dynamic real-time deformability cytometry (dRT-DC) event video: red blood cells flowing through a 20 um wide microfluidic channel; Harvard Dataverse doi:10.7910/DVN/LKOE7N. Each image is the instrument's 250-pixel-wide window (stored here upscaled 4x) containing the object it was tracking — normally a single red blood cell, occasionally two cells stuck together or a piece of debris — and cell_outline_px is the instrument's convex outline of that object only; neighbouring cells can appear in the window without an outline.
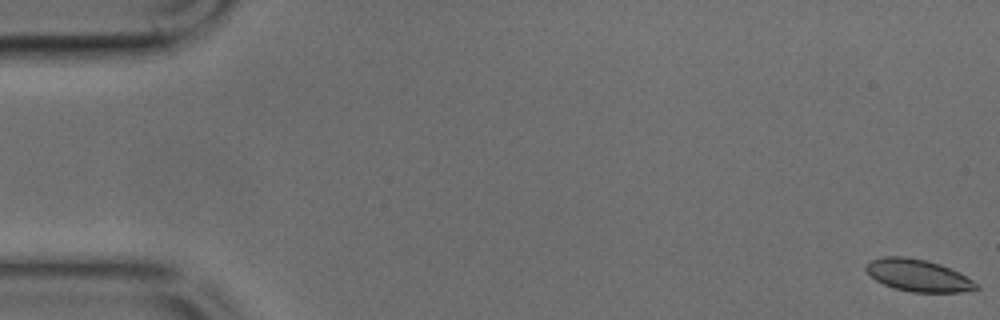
{"species": "common noctule bat (a hibernating species)", "species_latin": "Nyctalus noctula", "temperature_condition": "cold", "stored_images_in_passage": 33, "camera_frame_rate_fps": 3000, "um_per_image_px": 0.085, "animal": {"sex": "male", "body_mass_g": 17.9, "forearm_length_mm": 54.2}, "frame": {"image": 1, "passage_image": 1, "time_ms": 0.0, "image_size_px": [1000, 320], "cell_outline_px": [[980, 288], [960, 292], [912, 292], [896, 288], [884, 284], [876, 280], [864, 268], [872, 260], [884, 256], [900, 256], [924, 260], [940, 264], [952, 268], [960, 272], [980, 284]], "centroid_in_image_um": [78.11, 23.41], "position_along_channel_um": 6.9, "area_um2": 20.46}}
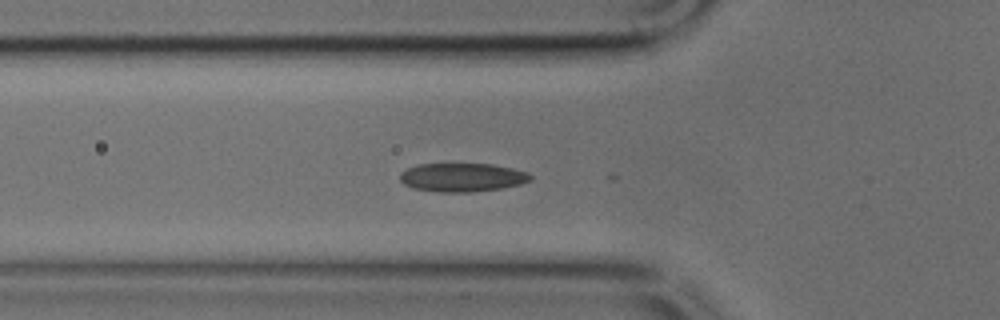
{"frame": {"image": 2, "passage_image": 17, "time_ms": 5.333, "image_size_px": [1000, 320], "cell_outline_px": [[532, 180], [520, 184], [500, 188], [472, 192], [440, 192], [412, 188], [404, 184], [400, 180], [400, 172], [408, 168], [420, 164], [492, 164], [512, 168], [528, 172], [532, 176]], "centroid_in_image_um": [39.29, 15.08], "position_along_channel_um": 86.5, "area_um2": 21.73}}
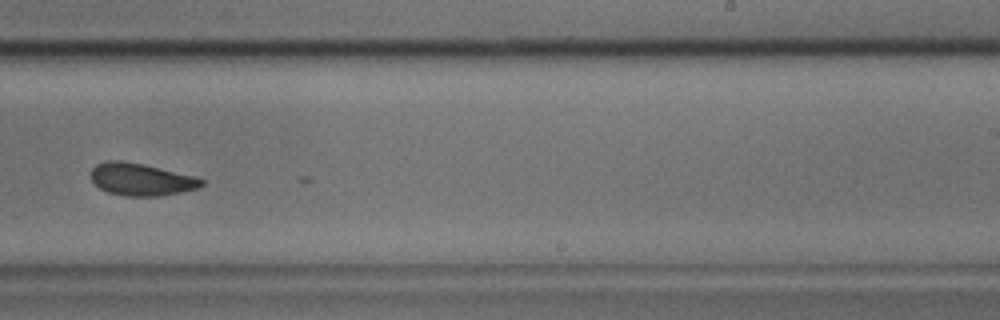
{"frame": {"image": 3, "passage_image": 31, "time_ms": 10.0, "image_size_px": [1000, 320], "cell_outline_px": [[204, 184], [196, 188], [180, 192], [156, 196], [124, 196], [108, 192], [100, 188], [92, 180], [92, 168], [96, 164], [108, 160], [120, 160], [144, 164], [192, 176], [204, 180]], "centroid_in_image_um": [11.96, 15.24], "position_along_channel_um": 277.0, "area_um2": 20.52}}